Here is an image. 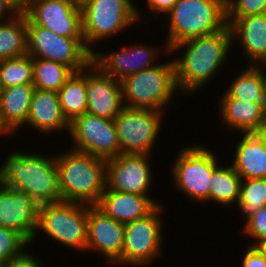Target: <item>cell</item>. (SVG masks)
Returning <instances> with one entry per match:
<instances>
[{"mask_svg":"<svg viewBox=\"0 0 266 267\" xmlns=\"http://www.w3.org/2000/svg\"><path fill=\"white\" fill-rule=\"evenodd\" d=\"M226 93L233 99L265 103L266 74H263L261 68L252 65L239 73Z\"/></svg>","mask_w":266,"mask_h":267,"instance_id":"cell-27","label":"cell"},{"mask_svg":"<svg viewBox=\"0 0 266 267\" xmlns=\"http://www.w3.org/2000/svg\"><path fill=\"white\" fill-rule=\"evenodd\" d=\"M73 2V4L77 7V8H83L87 3L91 2L92 0H71Z\"/></svg>","mask_w":266,"mask_h":267,"instance_id":"cell-40","label":"cell"},{"mask_svg":"<svg viewBox=\"0 0 266 267\" xmlns=\"http://www.w3.org/2000/svg\"><path fill=\"white\" fill-rule=\"evenodd\" d=\"M20 8H22V0H13Z\"/></svg>","mask_w":266,"mask_h":267,"instance_id":"cell-41","label":"cell"},{"mask_svg":"<svg viewBox=\"0 0 266 267\" xmlns=\"http://www.w3.org/2000/svg\"><path fill=\"white\" fill-rule=\"evenodd\" d=\"M34 89L33 84L3 88L0 96V125L6 133L16 131L27 122Z\"/></svg>","mask_w":266,"mask_h":267,"instance_id":"cell-24","label":"cell"},{"mask_svg":"<svg viewBox=\"0 0 266 267\" xmlns=\"http://www.w3.org/2000/svg\"><path fill=\"white\" fill-rule=\"evenodd\" d=\"M0 79L3 88L33 84V63L29 54L0 61Z\"/></svg>","mask_w":266,"mask_h":267,"instance_id":"cell-30","label":"cell"},{"mask_svg":"<svg viewBox=\"0 0 266 267\" xmlns=\"http://www.w3.org/2000/svg\"><path fill=\"white\" fill-rule=\"evenodd\" d=\"M121 86L125 107L162 112L178 90L174 61L133 73L121 80Z\"/></svg>","mask_w":266,"mask_h":267,"instance_id":"cell-5","label":"cell"},{"mask_svg":"<svg viewBox=\"0 0 266 267\" xmlns=\"http://www.w3.org/2000/svg\"><path fill=\"white\" fill-rule=\"evenodd\" d=\"M241 179L240 198L237 205L247 219L266 206V178Z\"/></svg>","mask_w":266,"mask_h":267,"instance_id":"cell-31","label":"cell"},{"mask_svg":"<svg viewBox=\"0 0 266 267\" xmlns=\"http://www.w3.org/2000/svg\"><path fill=\"white\" fill-rule=\"evenodd\" d=\"M109 54L102 55V53L93 52L92 62L105 74L121 81L133 73L156 66L153 62L158 53L156 49L152 50L139 44L132 48L123 47L120 52L114 51Z\"/></svg>","mask_w":266,"mask_h":267,"instance_id":"cell-18","label":"cell"},{"mask_svg":"<svg viewBox=\"0 0 266 267\" xmlns=\"http://www.w3.org/2000/svg\"><path fill=\"white\" fill-rule=\"evenodd\" d=\"M242 266L243 267H266V259L259 252V250H257L256 247L250 245L243 259Z\"/></svg>","mask_w":266,"mask_h":267,"instance_id":"cell-36","label":"cell"},{"mask_svg":"<svg viewBox=\"0 0 266 267\" xmlns=\"http://www.w3.org/2000/svg\"><path fill=\"white\" fill-rule=\"evenodd\" d=\"M2 91H3V87H2L1 79H0V96H1Z\"/></svg>","mask_w":266,"mask_h":267,"instance_id":"cell-44","label":"cell"},{"mask_svg":"<svg viewBox=\"0 0 266 267\" xmlns=\"http://www.w3.org/2000/svg\"><path fill=\"white\" fill-rule=\"evenodd\" d=\"M86 72L87 112L90 115L114 119L124 107L121 81L105 74L93 62ZM94 69V70H93Z\"/></svg>","mask_w":266,"mask_h":267,"instance_id":"cell-17","label":"cell"},{"mask_svg":"<svg viewBox=\"0 0 266 267\" xmlns=\"http://www.w3.org/2000/svg\"><path fill=\"white\" fill-rule=\"evenodd\" d=\"M0 267H4V263H0Z\"/></svg>","mask_w":266,"mask_h":267,"instance_id":"cell-46","label":"cell"},{"mask_svg":"<svg viewBox=\"0 0 266 267\" xmlns=\"http://www.w3.org/2000/svg\"><path fill=\"white\" fill-rule=\"evenodd\" d=\"M159 204L148 196L105 190L96 206L114 220L126 224L144 218Z\"/></svg>","mask_w":266,"mask_h":267,"instance_id":"cell-19","label":"cell"},{"mask_svg":"<svg viewBox=\"0 0 266 267\" xmlns=\"http://www.w3.org/2000/svg\"><path fill=\"white\" fill-rule=\"evenodd\" d=\"M33 86L36 89L58 92L74 73L68 66L42 58H32Z\"/></svg>","mask_w":266,"mask_h":267,"instance_id":"cell-29","label":"cell"},{"mask_svg":"<svg viewBox=\"0 0 266 267\" xmlns=\"http://www.w3.org/2000/svg\"><path fill=\"white\" fill-rule=\"evenodd\" d=\"M255 247L266 259V240L259 242Z\"/></svg>","mask_w":266,"mask_h":267,"instance_id":"cell-39","label":"cell"},{"mask_svg":"<svg viewBox=\"0 0 266 267\" xmlns=\"http://www.w3.org/2000/svg\"><path fill=\"white\" fill-rule=\"evenodd\" d=\"M10 12V15H16L21 8L13 0H0V18H4V14Z\"/></svg>","mask_w":266,"mask_h":267,"instance_id":"cell-38","label":"cell"},{"mask_svg":"<svg viewBox=\"0 0 266 267\" xmlns=\"http://www.w3.org/2000/svg\"><path fill=\"white\" fill-rule=\"evenodd\" d=\"M27 244L19 233L0 226V263L21 254Z\"/></svg>","mask_w":266,"mask_h":267,"instance_id":"cell-32","label":"cell"},{"mask_svg":"<svg viewBox=\"0 0 266 267\" xmlns=\"http://www.w3.org/2000/svg\"><path fill=\"white\" fill-rule=\"evenodd\" d=\"M124 230L125 224L114 220L96 205L88 206L86 250H98L113 264H122Z\"/></svg>","mask_w":266,"mask_h":267,"instance_id":"cell-16","label":"cell"},{"mask_svg":"<svg viewBox=\"0 0 266 267\" xmlns=\"http://www.w3.org/2000/svg\"><path fill=\"white\" fill-rule=\"evenodd\" d=\"M89 69L90 65L74 72L57 92L62 113L69 123L87 112L86 73H83Z\"/></svg>","mask_w":266,"mask_h":267,"instance_id":"cell-25","label":"cell"},{"mask_svg":"<svg viewBox=\"0 0 266 267\" xmlns=\"http://www.w3.org/2000/svg\"><path fill=\"white\" fill-rule=\"evenodd\" d=\"M151 154H120L106 160V189L147 196L151 185ZM148 160V161H147Z\"/></svg>","mask_w":266,"mask_h":267,"instance_id":"cell-14","label":"cell"},{"mask_svg":"<svg viewBox=\"0 0 266 267\" xmlns=\"http://www.w3.org/2000/svg\"><path fill=\"white\" fill-rule=\"evenodd\" d=\"M9 19L0 23V61L27 54V20L25 14L20 11Z\"/></svg>","mask_w":266,"mask_h":267,"instance_id":"cell-26","label":"cell"},{"mask_svg":"<svg viewBox=\"0 0 266 267\" xmlns=\"http://www.w3.org/2000/svg\"><path fill=\"white\" fill-rule=\"evenodd\" d=\"M162 113L124 106L113 119L120 154H150L161 127Z\"/></svg>","mask_w":266,"mask_h":267,"instance_id":"cell-9","label":"cell"},{"mask_svg":"<svg viewBox=\"0 0 266 267\" xmlns=\"http://www.w3.org/2000/svg\"><path fill=\"white\" fill-rule=\"evenodd\" d=\"M3 133H4V135L7 134V133L5 132V130L2 128V126L0 125V134H3Z\"/></svg>","mask_w":266,"mask_h":267,"instance_id":"cell-42","label":"cell"},{"mask_svg":"<svg viewBox=\"0 0 266 267\" xmlns=\"http://www.w3.org/2000/svg\"><path fill=\"white\" fill-rule=\"evenodd\" d=\"M232 166L241 179L266 178V132L244 134Z\"/></svg>","mask_w":266,"mask_h":267,"instance_id":"cell-21","label":"cell"},{"mask_svg":"<svg viewBox=\"0 0 266 267\" xmlns=\"http://www.w3.org/2000/svg\"><path fill=\"white\" fill-rule=\"evenodd\" d=\"M264 112H265V121H266V96H265V103H264Z\"/></svg>","mask_w":266,"mask_h":267,"instance_id":"cell-43","label":"cell"},{"mask_svg":"<svg viewBox=\"0 0 266 267\" xmlns=\"http://www.w3.org/2000/svg\"><path fill=\"white\" fill-rule=\"evenodd\" d=\"M179 153L172 170L177 187L191 199L209 201L210 179L218 166L216 156L201 146L189 147Z\"/></svg>","mask_w":266,"mask_h":267,"instance_id":"cell-10","label":"cell"},{"mask_svg":"<svg viewBox=\"0 0 266 267\" xmlns=\"http://www.w3.org/2000/svg\"><path fill=\"white\" fill-rule=\"evenodd\" d=\"M38 204L26 192L0 185V226L19 233L29 244L37 230Z\"/></svg>","mask_w":266,"mask_h":267,"instance_id":"cell-15","label":"cell"},{"mask_svg":"<svg viewBox=\"0 0 266 267\" xmlns=\"http://www.w3.org/2000/svg\"><path fill=\"white\" fill-rule=\"evenodd\" d=\"M162 206L147 216L125 224L122 263L146 265L159 256L162 240Z\"/></svg>","mask_w":266,"mask_h":267,"instance_id":"cell-13","label":"cell"},{"mask_svg":"<svg viewBox=\"0 0 266 267\" xmlns=\"http://www.w3.org/2000/svg\"><path fill=\"white\" fill-rule=\"evenodd\" d=\"M220 100L221 116L226 125L244 134L266 132L264 103L233 99L226 92Z\"/></svg>","mask_w":266,"mask_h":267,"instance_id":"cell-20","label":"cell"},{"mask_svg":"<svg viewBox=\"0 0 266 267\" xmlns=\"http://www.w3.org/2000/svg\"><path fill=\"white\" fill-rule=\"evenodd\" d=\"M226 9L227 19H240L265 13L266 0H227Z\"/></svg>","mask_w":266,"mask_h":267,"instance_id":"cell-33","label":"cell"},{"mask_svg":"<svg viewBox=\"0 0 266 267\" xmlns=\"http://www.w3.org/2000/svg\"><path fill=\"white\" fill-rule=\"evenodd\" d=\"M232 40L227 25L216 33L191 38L173 46L170 53L187 47L184 57L174 60L177 88L193 92L206 84L225 62Z\"/></svg>","mask_w":266,"mask_h":267,"instance_id":"cell-1","label":"cell"},{"mask_svg":"<svg viewBox=\"0 0 266 267\" xmlns=\"http://www.w3.org/2000/svg\"><path fill=\"white\" fill-rule=\"evenodd\" d=\"M244 232L259 240L255 241L251 246L255 247L259 242L266 240V206L261 207L254 215L248 218Z\"/></svg>","mask_w":266,"mask_h":267,"instance_id":"cell-34","label":"cell"},{"mask_svg":"<svg viewBox=\"0 0 266 267\" xmlns=\"http://www.w3.org/2000/svg\"><path fill=\"white\" fill-rule=\"evenodd\" d=\"M27 54L62 63L73 72H79L92 63L93 53L84 38L59 36L51 30L35 24H27Z\"/></svg>","mask_w":266,"mask_h":267,"instance_id":"cell-7","label":"cell"},{"mask_svg":"<svg viewBox=\"0 0 266 267\" xmlns=\"http://www.w3.org/2000/svg\"><path fill=\"white\" fill-rule=\"evenodd\" d=\"M68 132L76 145L73 150L89 153L105 160L120 155L113 119L84 113L69 123Z\"/></svg>","mask_w":266,"mask_h":267,"instance_id":"cell-11","label":"cell"},{"mask_svg":"<svg viewBox=\"0 0 266 267\" xmlns=\"http://www.w3.org/2000/svg\"><path fill=\"white\" fill-rule=\"evenodd\" d=\"M55 159L62 201L96 205L106 189V160L77 150Z\"/></svg>","mask_w":266,"mask_h":267,"instance_id":"cell-3","label":"cell"},{"mask_svg":"<svg viewBox=\"0 0 266 267\" xmlns=\"http://www.w3.org/2000/svg\"><path fill=\"white\" fill-rule=\"evenodd\" d=\"M21 11L27 24L42 26L59 36L83 38L81 9L71 0H29Z\"/></svg>","mask_w":266,"mask_h":267,"instance_id":"cell-12","label":"cell"},{"mask_svg":"<svg viewBox=\"0 0 266 267\" xmlns=\"http://www.w3.org/2000/svg\"><path fill=\"white\" fill-rule=\"evenodd\" d=\"M29 0H22V6Z\"/></svg>","mask_w":266,"mask_h":267,"instance_id":"cell-45","label":"cell"},{"mask_svg":"<svg viewBox=\"0 0 266 267\" xmlns=\"http://www.w3.org/2000/svg\"><path fill=\"white\" fill-rule=\"evenodd\" d=\"M169 15L167 53L181 42L216 33L227 26L226 0H178Z\"/></svg>","mask_w":266,"mask_h":267,"instance_id":"cell-4","label":"cell"},{"mask_svg":"<svg viewBox=\"0 0 266 267\" xmlns=\"http://www.w3.org/2000/svg\"><path fill=\"white\" fill-rule=\"evenodd\" d=\"M88 204L70 201L38 206L37 229L65 246L82 249L87 245Z\"/></svg>","mask_w":266,"mask_h":267,"instance_id":"cell-6","label":"cell"},{"mask_svg":"<svg viewBox=\"0 0 266 267\" xmlns=\"http://www.w3.org/2000/svg\"><path fill=\"white\" fill-rule=\"evenodd\" d=\"M178 0H147L149 9L169 13Z\"/></svg>","mask_w":266,"mask_h":267,"instance_id":"cell-37","label":"cell"},{"mask_svg":"<svg viewBox=\"0 0 266 267\" xmlns=\"http://www.w3.org/2000/svg\"><path fill=\"white\" fill-rule=\"evenodd\" d=\"M241 177L233 166H217L210 179L209 201L215 200L223 206L235 202L238 204L240 198Z\"/></svg>","mask_w":266,"mask_h":267,"instance_id":"cell-28","label":"cell"},{"mask_svg":"<svg viewBox=\"0 0 266 267\" xmlns=\"http://www.w3.org/2000/svg\"><path fill=\"white\" fill-rule=\"evenodd\" d=\"M4 267H43L39 264L38 260L33 258L26 252L8 259L4 263Z\"/></svg>","mask_w":266,"mask_h":267,"instance_id":"cell-35","label":"cell"},{"mask_svg":"<svg viewBox=\"0 0 266 267\" xmlns=\"http://www.w3.org/2000/svg\"><path fill=\"white\" fill-rule=\"evenodd\" d=\"M27 123L44 133L61 131L65 128L69 130V122L62 113L58 93L35 88Z\"/></svg>","mask_w":266,"mask_h":267,"instance_id":"cell-22","label":"cell"},{"mask_svg":"<svg viewBox=\"0 0 266 267\" xmlns=\"http://www.w3.org/2000/svg\"><path fill=\"white\" fill-rule=\"evenodd\" d=\"M138 9L130 0H92L81 8L82 31L87 48L137 21Z\"/></svg>","mask_w":266,"mask_h":267,"instance_id":"cell-8","label":"cell"},{"mask_svg":"<svg viewBox=\"0 0 266 267\" xmlns=\"http://www.w3.org/2000/svg\"><path fill=\"white\" fill-rule=\"evenodd\" d=\"M0 185L26 192L38 206L62 201L54 156L12 152L0 167Z\"/></svg>","mask_w":266,"mask_h":267,"instance_id":"cell-2","label":"cell"},{"mask_svg":"<svg viewBox=\"0 0 266 267\" xmlns=\"http://www.w3.org/2000/svg\"><path fill=\"white\" fill-rule=\"evenodd\" d=\"M232 38L238 36L244 53L252 61L266 65V14L249 15L240 19H227Z\"/></svg>","mask_w":266,"mask_h":267,"instance_id":"cell-23","label":"cell"}]
</instances>
